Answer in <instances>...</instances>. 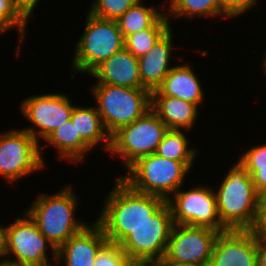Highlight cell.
<instances>
[{
    "label": "cell",
    "instance_id": "1",
    "mask_svg": "<svg viewBox=\"0 0 266 266\" xmlns=\"http://www.w3.org/2000/svg\"><path fill=\"white\" fill-rule=\"evenodd\" d=\"M103 199L101 212L95 218L108 242L120 245L136 228L145 224L167 201L130 188L115 178Z\"/></svg>",
    "mask_w": 266,
    "mask_h": 266
},
{
    "label": "cell",
    "instance_id": "2",
    "mask_svg": "<svg viewBox=\"0 0 266 266\" xmlns=\"http://www.w3.org/2000/svg\"><path fill=\"white\" fill-rule=\"evenodd\" d=\"M213 187L218 215L228 229L251 230L256 222L261 195L249 172L237 160ZM218 188H217V187Z\"/></svg>",
    "mask_w": 266,
    "mask_h": 266
},
{
    "label": "cell",
    "instance_id": "3",
    "mask_svg": "<svg viewBox=\"0 0 266 266\" xmlns=\"http://www.w3.org/2000/svg\"><path fill=\"white\" fill-rule=\"evenodd\" d=\"M72 185L69 183L51 194L38 193L29 208L25 209L56 250L89 224L85 219L76 218L81 201Z\"/></svg>",
    "mask_w": 266,
    "mask_h": 266
},
{
    "label": "cell",
    "instance_id": "4",
    "mask_svg": "<svg viewBox=\"0 0 266 266\" xmlns=\"http://www.w3.org/2000/svg\"><path fill=\"white\" fill-rule=\"evenodd\" d=\"M197 162H180L158 156H143L132 163L125 174L117 175L134 191L168 200L182 186Z\"/></svg>",
    "mask_w": 266,
    "mask_h": 266
},
{
    "label": "cell",
    "instance_id": "5",
    "mask_svg": "<svg viewBox=\"0 0 266 266\" xmlns=\"http://www.w3.org/2000/svg\"><path fill=\"white\" fill-rule=\"evenodd\" d=\"M84 30L73 48L71 58L72 79L75 75H89L112 54L124 48V37L117 21L95 17L87 12Z\"/></svg>",
    "mask_w": 266,
    "mask_h": 266
},
{
    "label": "cell",
    "instance_id": "6",
    "mask_svg": "<svg viewBox=\"0 0 266 266\" xmlns=\"http://www.w3.org/2000/svg\"><path fill=\"white\" fill-rule=\"evenodd\" d=\"M93 104L110 137L151 109V93L143 88L93 84L89 86Z\"/></svg>",
    "mask_w": 266,
    "mask_h": 266
},
{
    "label": "cell",
    "instance_id": "7",
    "mask_svg": "<svg viewBox=\"0 0 266 266\" xmlns=\"http://www.w3.org/2000/svg\"><path fill=\"white\" fill-rule=\"evenodd\" d=\"M22 211V216L19 215L17 218H14L11 224H7V254L5 265H56L57 250L39 231L36 222L29 214L25 210Z\"/></svg>",
    "mask_w": 266,
    "mask_h": 266
},
{
    "label": "cell",
    "instance_id": "8",
    "mask_svg": "<svg viewBox=\"0 0 266 266\" xmlns=\"http://www.w3.org/2000/svg\"><path fill=\"white\" fill-rule=\"evenodd\" d=\"M167 130L158 115L149 109L142 117L111 136L108 154L114 155V159H121L118 160L119 164L126 170L139 158L156 153Z\"/></svg>",
    "mask_w": 266,
    "mask_h": 266
},
{
    "label": "cell",
    "instance_id": "9",
    "mask_svg": "<svg viewBox=\"0 0 266 266\" xmlns=\"http://www.w3.org/2000/svg\"><path fill=\"white\" fill-rule=\"evenodd\" d=\"M46 168L41 144L27 131L10 129L0 132V177L6 183L19 180Z\"/></svg>",
    "mask_w": 266,
    "mask_h": 266
},
{
    "label": "cell",
    "instance_id": "10",
    "mask_svg": "<svg viewBox=\"0 0 266 266\" xmlns=\"http://www.w3.org/2000/svg\"><path fill=\"white\" fill-rule=\"evenodd\" d=\"M72 101L67 92L60 91L24 97L19 110L30 124L21 129L41 144L55 129L71 119L75 105Z\"/></svg>",
    "mask_w": 266,
    "mask_h": 266
},
{
    "label": "cell",
    "instance_id": "11",
    "mask_svg": "<svg viewBox=\"0 0 266 266\" xmlns=\"http://www.w3.org/2000/svg\"><path fill=\"white\" fill-rule=\"evenodd\" d=\"M174 224L208 227L219 232L228 230L218 215L216 196L212 186L194 184L183 186L168 200Z\"/></svg>",
    "mask_w": 266,
    "mask_h": 266
},
{
    "label": "cell",
    "instance_id": "12",
    "mask_svg": "<svg viewBox=\"0 0 266 266\" xmlns=\"http://www.w3.org/2000/svg\"><path fill=\"white\" fill-rule=\"evenodd\" d=\"M173 225L166 202L145 224L133 230L120 248L133 261L163 260Z\"/></svg>",
    "mask_w": 266,
    "mask_h": 266
},
{
    "label": "cell",
    "instance_id": "13",
    "mask_svg": "<svg viewBox=\"0 0 266 266\" xmlns=\"http://www.w3.org/2000/svg\"><path fill=\"white\" fill-rule=\"evenodd\" d=\"M219 233L208 227L174 224L162 261L208 266Z\"/></svg>",
    "mask_w": 266,
    "mask_h": 266
},
{
    "label": "cell",
    "instance_id": "14",
    "mask_svg": "<svg viewBox=\"0 0 266 266\" xmlns=\"http://www.w3.org/2000/svg\"><path fill=\"white\" fill-rule=\"evenodd\" d=\"M208 266H258L252 230H226L215 240Z\"/></svg>",
    "mask_w": 266,
    "mask_h": 266
},
{
    "label": "cell",
    "instance_id": "15",
    "mask_svg": "<svg viewBox=\"0 0 266 266\" xmlns=\"http://www.w3.org/2000/svg\"><path fill=\"white\" fill-rule=\"evenodd\" d=\"M107 242L94 219L57 249L55 266H94L96 255Z\"/></svg>",
    "mask_w": 266,
    "mask_h": 266
},
{
    "label": "cell",
    "instance_id": "16",
    "mask_svg": "<svg viewBox=\"0 0 266 266\" xmlns=\"http://www.w3.org/2000/svg\"><path fill=\"white\" fill-rule=\"evenodd\" d=\"M174 35L173 28L170 27L146 54L138 58L142 88L150 93L161 86L165 76L175 65L172 66V58L175 57L172 52L176 49Z\"/></svg>",
    "mask_w": 266,
    "mask_h": 266
},
{
    "label": "cell",
    "instance_id": "17",
    "mask_svg": "<svg viewBox=\"0 0 266 266\" xmlns=\"http://www.w3.org/2000/svg\"><path fill=\"white\" fill-rule=\"evenodd\" d=\"M89 76L97 79L95 84L142 88L138 58L125 47L98 65Z\"/></svg>",
    "mask_w": 266,
    "mask_h": 266
},
{
    "label": "cell",
    "instance_id": "18",
    "mask_svg": "<svg viewBox=\"0 0 266 266\" xmlns=\"http://www.w3.org/2000/svg\"><path fill=\"white\" fill-rule=\"evenodd\" d=\"M195 72L196 70L188 61L175 64L165 76L161 86L153 91L151 96L176 97L196 104L198 107L203 106L206 94L200 77Z\"/></svg>",
    "mask_w": 266,
    "mask_h": 266
},
{
    "label": "cell",
    "instance_id": "19",
    "mask_svg": "<svg viewBox=\"0 0 266 266\" xmlns=\"http://www.w3.org/2000/svg\"><path fill=\"white\" fill-rule=\"evenodd\" d=\"M41 143V156L46 164L43 151L50 146L56 150V158L64 163L82 164L85 157L93 150L79 135L73 125L71 119L55 129L44 141ZM82 162V163H81Z\"/></svg>",
    "mask_w": 266,
    "mask_h": 266
},
{
    "label": "cell",
    "instance_id": "20",
    "mask_svg": "<svg viewBox=\"0 0 266 266\" xmlns=\"http://www.w3.org/2000/svg\"><path fill=\"white\" fill-rule=\"evenodd\" d=\"M151 109L168 129L191 132L200 117V108L196 104L176 97L151 96Z\"/></svg>",
    "mask_w": 266,
    "mask_h": 266
},
{
    "label": "cell",
    "instance_id": "21",
    "mask_svg": "<svg viewBox=\"0 0 266 266\" xmlns=\"http://www.w3.org/2000/svg\"><path fill=\"white\" fill-rule=\"evenodd\" d=\"M71 121L80 137L93 151L101 146L104 152H109L111 137L106 131L95 105L82 106L75 104Z\"/></svg>",
    "mask_w": 266,
    "mask_h": 266
},
{
    "label": "cell",
    "instance_id": "22",
    "mask_svg": "<svg viewBox=\"0 0 266 266\" xmlns=\"http://www.w3.org/2000/svg\"><path fill=\"white\" fill-rule=\"evenodd\" d=\"M166 14L171 27L176 19H185L188 21L193 18H216L233 19L234 18L223 8L220 0H166ZM175 19V20H174Z\"/></svg>",
    "mask_w": 266,
    "mask_h": 266
},
{
    "label": "cell",
    "instance_id": "23",
    "mask_svg": "<svg viewBox=\"0 0 266 266\" xmlns=\"http://www.w3.org/2000/svg\"><path fill=\"white\" fill-rule=\"evenodd\" d=\"M164 4L166 0L157 4L158 6L156 4L148 6L146 0H140L130 7L116 20L124 39L128 35L152 27L166 13V9L163 10L166 7Z\"/></svg>",
    "mask_w": 266,
    "mask_h": 266
},
{
    "label": "cell",
    "instance_id": "24",
    "mask_svg": "<svg viewBox=\"0 0 266 266\" xmlns=\"http://www.w3.org/2000/svg\"><path fill=\"white\" fill-rule=\"evenodd\" d=\"M187 130L168 129L158 145L156 154L162 158L180 162L197 161L198 146H192ZM187 134V135H186Z\"/></svg>",
    "mask_w": 266,
    "mask_h": 266
},
{
    "label": "cell",
    "instance_id": "25",
    "mask_svg": "<svg viewBox=\"0 0 266 266\" xmlns=\"http://www.w3.org/2000/svg\"><path fill=\"white\" fill-rule=\"evenodd\" d=\"M261 144L244 149L237 160L251 175L256 191L266 196V143Z\"/></svg>",
    "mask_w": 266,
    "mask_h": 266
},
{
    "label": "cell",
    "instance_id": "26",
    "mask_svg": "<svg viewBox=\"0 0 266 266\" xmlns=\"http://www.w3.org/2000/svg\"><path fill=\"white\" fill-rule=\"evenodd\" d=\"M170 27V21L165 13L152 27L128 35L124 39V47L139 58L146 54Z\"/></svg>",
    "mask_w": 266,
    "mask_h": 266
},
{
    "label": "cell",
    "instance_id": "27",
    "mask_svg": "<svg viewBox=\"0 0 266 266\" xmlns=\"http://www.w3.org/2000/svg\"><path fill=\"white\" fill-rule=\"evenodd\" d=\"M0 16L17 32V46L15 45V57H20L22 43L27 39L29 18L19 8L16 0H0ZM17 48V49H16Z\"/></svg>",
    "mask_w": 266,
    "mask_h": 266
},
{
    "label": "cell",
    "instance_id": "28",
    "mask_svg": "<svg viewBox=\"0 0 266 266\" xmlns=\"http://www.w3.org/2000/svg\"><path fill=\"white\" fill-rule=\"evenodd\" d=\"M138 1L140 0H92L87 11L95 17L116 21Z\"/></svg>",
    "mask_w": 266,
    "mask_h": 266
},
{
    "label": "cell",
    "instance_id": "29",
    "mask_svg": "<svg viewBox=\"0 0 266 266\" xmlns=\"http://www.w3.org/2000/svg\"><path fill=\"white\" fill-rule=\"evenodd\" d=\"M133 262L120 245L107 242L96 255L94 266H132Z\"/></svg>",
    "mask_w": 266,
    "mask_h": 266
},
{
    "label": "cell",
    "instance_id": "30",
    "mask_svg": "<svg viewBox=\"0 0 266 266\" xmlns=\"http://www.w3.org/2000/svg\"><path fill=\"white\" fill-rule=\"evenodd\" d=\"M223 8L236 20L256 8L259 0H220Z\"/></svg>",
    "mask_w": 266,
    "mask_h": 266
},
{
    "label": "cell",
    "instance_id": "31",
    "mask_svg": "<svg viewBox=\"0 0 266 266\" xmlns=\"http://www.w3.org/2000/svg\"><path fill=\"white\" fill-rule=\"evenodd\" d=\"M251 230L256 238L266 239V196L260 199L257 219Z\"/></svg>",
    "mask_w": 266,
    "mask_h": 266
},
{
    "label": "cell",
    "instance_id": "32",
    "mask_svg": "<svg viewBox=\"0 0 266 266\" xmlns=\"http://www.w3.org/2000/svg\"><path fill=\"white\" fill-rule=\"evenodd\" d=\"M7 254V225L0 222V265H5Z\"/></svg>",
    "mask_w": 266,
    "mask_h": 266
},
{
    "label": "cell",
    "instance_id": "33",
    "mask_svg": "<svg viewBox=\"0 0 266 266\" xmlns=\"http://www.w3.org/2000/svg\"><path fill=\"white\" fill-rule=\"evenodd\" d=\"M40 1L42 2V0H16L19 8L29 19L33 16Z\"/></svg>",
    "mask_w": 266,
    "mask_h": 266
},
{
    "label": "cell",
    "instance_id": "34",
    "mask_svg": "<svg viewBox=\"0 0 266 266\" xmlns=\"http://www.w3.org/2000/svg\"><path fill=\"white\" fill-rule=\"evenodd\" d=\"M257 265L266 266V239L256 238Z\"/></svg>",
    "mask_w": 266,
    "mask_h": 266
},
{
    "label": "cell",
    "instance_id": "35",
    "mask_svg": "<svg viewBox=\"0 0 266 266\" xmlns=\"http://www.w3.org/2000/svg\"><path fill=\"white\" fill-rule=\"evenodd\" d=\"M132 266H164L162 260L134 261Z\"/></svg>",
    "mask_w": 266,
    "mask_h": 266
},
{
    "label": "cell",
    "instance_id": "36",
    "mask_svg": "<svg viewBox=\"0 0 266 266\" xmlns=\"http://www.w3.org/2000/svg\"><path fill=\"white\" fill-rule=\"evenodd\" d=\"M14 31V29L0 16V36L8 33V31Z\"/></svg>",
    "mask_w": 266,
    "mask_h": 266
},
{
    "label": "cell",
    "instance_id": "37",
    "mask_svg": "<svg viewBox=\"0 0 266 266\" xmlns=\"http://www.w3.org/2000/svg\"><path fill=\"white\" fill-rule=\"evenodd\" d=\"M164 266H200L198 264L184 262H163Z\"/></svg>",
    "mask_w": 266,
    "mask_h": 266
},
{
    "label": "cell",
    "instance_id": "38",
    "mask_svg": "<svg viewBox=\"0 0 266 266\" xmlns=\"http://www.w3.org/2000/svg\"><path fill=\"white\" fill-rule=\"evenodd\" d=\"M262 56H263V59H262V61H261V66H260V68H262V72H263L264 75L266 76V51H265L264 55H262Z\"/></svg>",
    "mask_w": 266,
    "mask_h": 266
}]
</instances>
